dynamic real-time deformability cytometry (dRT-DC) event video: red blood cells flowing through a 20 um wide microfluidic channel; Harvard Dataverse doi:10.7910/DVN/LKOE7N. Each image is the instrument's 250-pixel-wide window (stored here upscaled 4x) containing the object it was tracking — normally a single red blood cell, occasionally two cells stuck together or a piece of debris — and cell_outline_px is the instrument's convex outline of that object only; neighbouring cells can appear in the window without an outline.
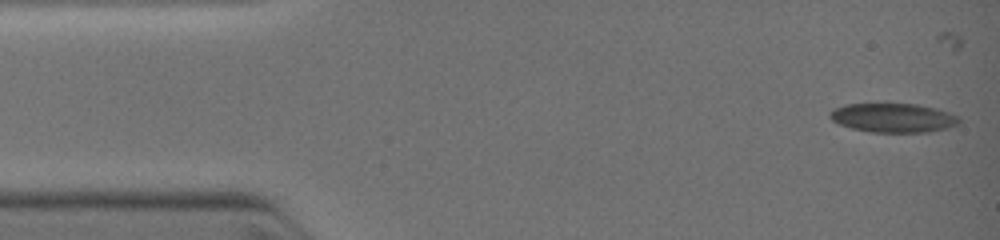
{"species": "common noctule bat (a hibernating species)", "species_latin": "Nyctalus noctula", "temperature_condition": "warm", "stored_images_in_passage": 8, "camera_frame_rate_fps": 3000, "um_per_image_px": 0.085, "animal": {"sex": "female", "body_mass_g": 19.0, "forearm_length_mm": 51.5}, "frame": {"image": 1, "passage_image": 1, "time_ms": 0.0, "image_size_px": [1000, 240], "cell_outline_px": [[960, 120], [956, 124], [948, 128], [928, 132], [872, 132], [852, 128], [840, 124], [832, 120], [828, 116], [828, 112], [832, 108], [844, 104], [916, 104], [936, 108], [948, 112], [956, 116]], "centroid_in_image_um": [75.87, 10.01], "position_along_channel_um": 9.1, "area_um2": 21.85}}
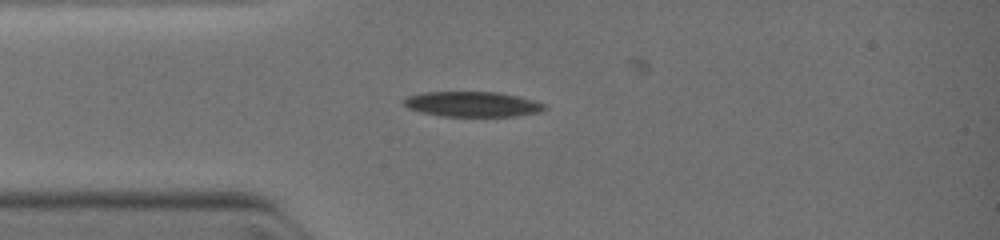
{"frame": {"image": 2, "passage_image": 6, "time_ms": 2.667, "image_size_px": [1000, 240], "cell_outline_px": [[548, 108], [540, 112], [516, 116], [440, 116], [408, 108], [404, 104], [404, 100], [408, 96], [424, 92], [496, 92], [536, 100], [548, 104]], "centroid_in_image_um": [40.23, 8.85], "position_along_channel_um": 44.8, "area_um2": 20.63}}